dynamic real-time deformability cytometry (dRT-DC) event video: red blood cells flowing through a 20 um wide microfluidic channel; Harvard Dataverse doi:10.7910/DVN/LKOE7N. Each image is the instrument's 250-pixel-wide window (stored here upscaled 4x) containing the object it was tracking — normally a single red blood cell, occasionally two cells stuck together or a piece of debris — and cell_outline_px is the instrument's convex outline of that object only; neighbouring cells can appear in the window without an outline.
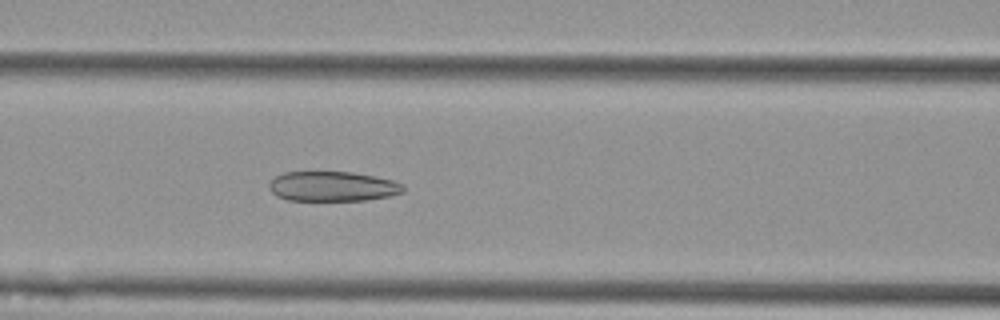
{"species": "Egyptian fruit bat (a non-hibernating species)", "species_latin": "Rousettus aegyptiacus", "temperature_condition": "cold", "stored_images_in_passage": 51, "camera_frame_rate_fps": 3000, "um_per_image_px": 0.085, "animal": {"sex": "female"}, "frame": {"image": 1, "passage_image": 19, "time_ms": 6.0, "image_size_px": [1000, 320], "cell_outline_px": [[404, 192], [388, 196], [364, 200], [288, 200], [276, 196], [268, 188], [268, 184], [276, 176], [284, 172], [352, 172], [392, 180], [404, 184]], "centroid_in_image_um": [28.25, 15.84], "position_along_channel_um": 138.4, "area_um2": 23.24}}
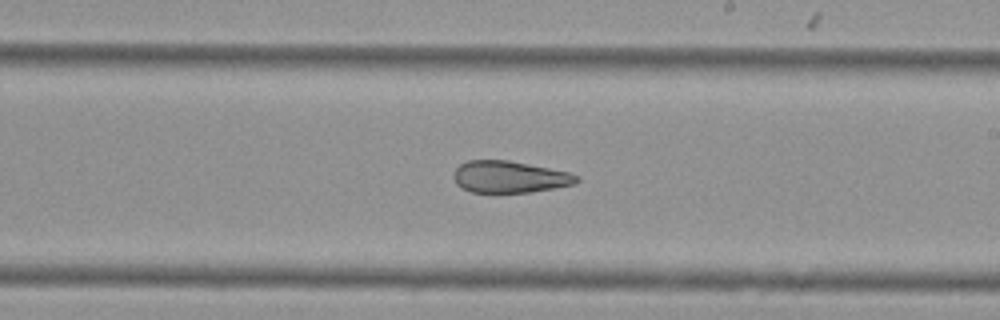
{"frame": {"image": 2, "passage_image": 28, "time_ms": 9.0, "image_size_px": [1000, 320], "cell_outline_px": [[580, 180], [576, 184], [528, 192], [472, 192], [456, 184], [452, 176], [456, 168], [460, 164], [468, 160], [508, 160], [568, 172], [580, 176]], "centroid_in_image_um": [43.3, 15.03], "position_along_channel_um": 245.7, "area_um2": 22.66}}
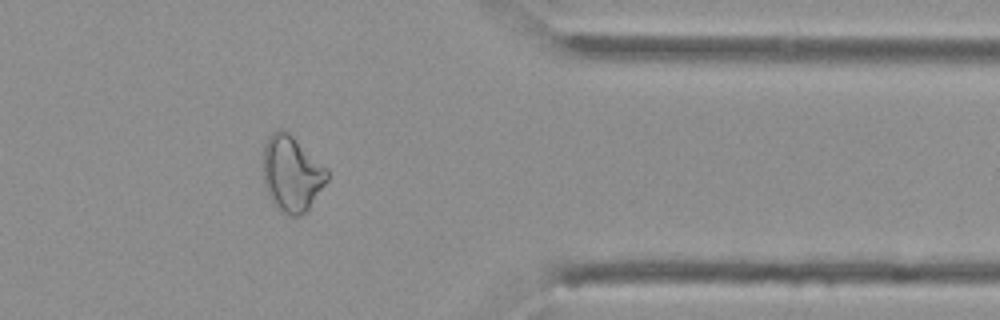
{"frame": {"image": 3, "passage_image": 41, "time_ms": 13.333, "image_size_px": [1000, 320], "cell_outline_px": [[328, 180], [308, 208], [300, 216], [288, 216], [280, 212], [268, 196], [264, 184], [264, 144], [268, 136], [272, 132], [280, 128], [284, 128], [328, 168]], "centroid_in_image_um": [24.79, 14.75], "position_along_channel_um": 386.6, "area_um2": 28.38}, "authors_computed_cell_mechanics": {"area_um2": 28.2064, "velocity_mm_per_s": 3.601, "shape_relaxation_time_tau1_ms": null, "shape_relaxation_time_tau2_ms": 2.9473, "deformation_change_tau1": null, "deformation_change_tau2": 0.1121}}